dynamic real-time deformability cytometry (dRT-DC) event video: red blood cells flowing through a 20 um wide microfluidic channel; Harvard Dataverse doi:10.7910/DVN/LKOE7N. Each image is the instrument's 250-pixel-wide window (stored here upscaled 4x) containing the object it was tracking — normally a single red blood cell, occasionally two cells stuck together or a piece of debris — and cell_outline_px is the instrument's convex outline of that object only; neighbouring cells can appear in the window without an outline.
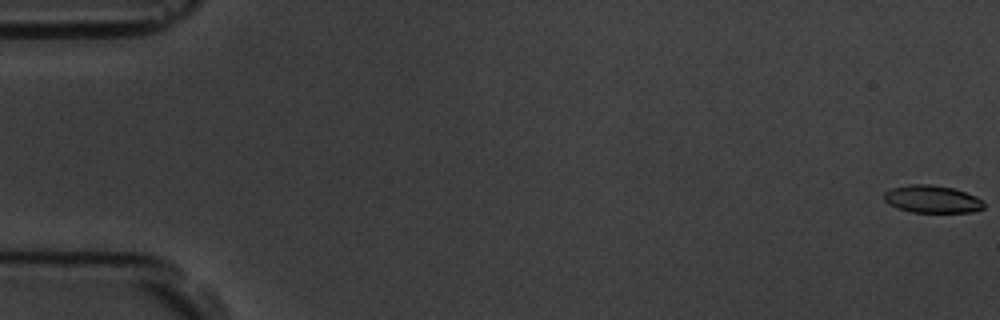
{"species": "common noctule bat (a hibernating species)", "species_latin": "Nyctalus noctula", "temperature_condition": "room temperature", "stored_images_in_passage": 5, "camera_frame_rate_fps": 3000, "um_per_image_px": 0.085, "animal": {"sex": "male", "body_mass_g": 19.5, "forearm_length_mm": 54.6}, "frame": {"image": 1, "passage_image": 1, "time_ms": 0.0, "image_size_px": [1000, 320], "cell_outline_px": [[984, 208], [972, 212], [912, 212], [896, 208], [888, 204], [884, 200], [884, 192], [892, 188], [908, 184], [932, 184], [952, 188], [976, 196], [984, 200]], "centroid_in_image_um": [79.22, 16.92], "position_along_channel_um": 5.8, "area_um2": 16.13}}